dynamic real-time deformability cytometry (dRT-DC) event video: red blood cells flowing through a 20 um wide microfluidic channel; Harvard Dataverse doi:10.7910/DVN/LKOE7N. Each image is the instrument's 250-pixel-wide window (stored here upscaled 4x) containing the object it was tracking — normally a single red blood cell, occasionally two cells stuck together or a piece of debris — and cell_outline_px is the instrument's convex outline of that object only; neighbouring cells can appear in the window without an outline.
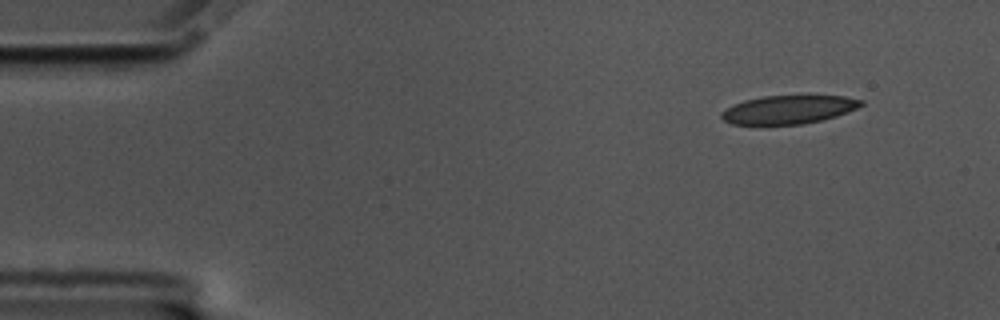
{"species": "common noctule bat (a hibernating species)", "species_latin": "Nyctalus noctula", "temperature_condition": "cold", "stored_images_in_passage": 10, "camera_frame_rate_fps": 3000, "um_per_image_px": 0.085, "animal": {"sex": "male", "body_mass_g": 17.5, "forearm_length_mm": 52.3}, "frame": {"image": 1, "passage_image": 1, "time_ms": 0.0, "image_size_px": [1000, 320], "cell_outline_px": [[864, 104], [848, 112], [836, 116], [804, 124], [760, 128], [732, 124], [724, 120], [720, 116], [720, 112], [732, 104], [744, 100], [764, 96], [844, 96], [864, 100]], "centroid_in_image_um": [66.93, 9.37], "position_along_channel_um": 18.1, "area_um2": 24.1}}